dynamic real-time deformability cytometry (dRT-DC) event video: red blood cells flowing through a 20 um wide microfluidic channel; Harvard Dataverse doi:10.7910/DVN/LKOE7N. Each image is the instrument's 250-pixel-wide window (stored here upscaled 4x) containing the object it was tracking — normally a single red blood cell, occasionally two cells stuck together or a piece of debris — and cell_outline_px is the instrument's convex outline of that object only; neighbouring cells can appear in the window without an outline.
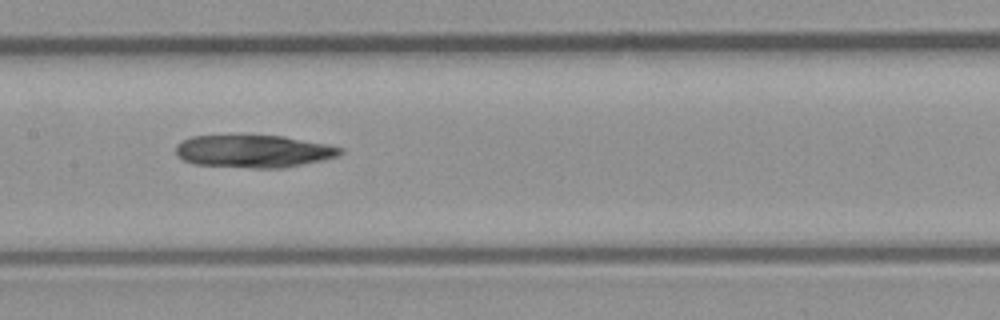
{"species": "common noctule bat (a hibernating species)", "species_latin": "Nyctalus noctula", "temperature_condition": "room temperature", "stored_images_in_passage": 10, "camera_frame_rate_fps": 3000, "um_per_image_px": 0.085, "animal": {"sex": "male", "body_mass_g": 23.1, "forearm_length_mm": 52.7}, "frame": {"image": 1, "passage_image": 7, "time_ms": 2.0, "image_size_px": [1000, 320], "cell_outline_px": [[344, 152], [340, 156], [284, 168], [252, 168], [196, 164], [184, 160], [176, 156], [176, 144], [192, 136], [284, 136], [328, 144], [344, 148]], "centroid_in_image_um": [21.6, 12.86], "position_along_channel_um": 185.8, "area_um2": 31.21}}